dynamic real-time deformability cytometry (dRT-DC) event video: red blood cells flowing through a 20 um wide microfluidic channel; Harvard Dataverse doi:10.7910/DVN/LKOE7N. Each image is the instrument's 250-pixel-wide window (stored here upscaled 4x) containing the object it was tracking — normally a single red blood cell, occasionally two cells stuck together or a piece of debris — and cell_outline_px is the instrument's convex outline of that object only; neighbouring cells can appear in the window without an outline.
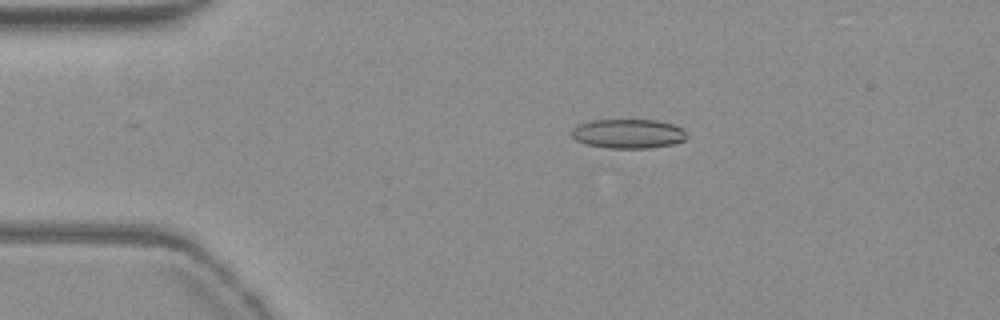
{"species": "common noctule bat (a hibernating species)", "species_latin": "Nyctalus noctula", "temperature_condition": "warm", "stored_images_in_passage": 21, "camera_frame_rate_fps": 3000, "um_per_image_px": 0.085, "animal": {"sex": "female", "body_mass_g": 19.3, "forearm_length_mm": 54.1}, "frame": {"image": 1, "passage_image": 10, "time_ms": 3.0, "image_size_px": [1000, 320], "cell_outline_px": [[688, 136], [684, 140], [672, 144], [648, 148], [608, 148], [588, 144], [576, 140], [572, 136], [572, 128], [580, 124], [592, 120], [656, 120], [672, 124], [680, 128]], "centroid_in_image_um": [53.39, 11.36], "position_along_channel_um": 31.6, "area_um2": 19.42}}